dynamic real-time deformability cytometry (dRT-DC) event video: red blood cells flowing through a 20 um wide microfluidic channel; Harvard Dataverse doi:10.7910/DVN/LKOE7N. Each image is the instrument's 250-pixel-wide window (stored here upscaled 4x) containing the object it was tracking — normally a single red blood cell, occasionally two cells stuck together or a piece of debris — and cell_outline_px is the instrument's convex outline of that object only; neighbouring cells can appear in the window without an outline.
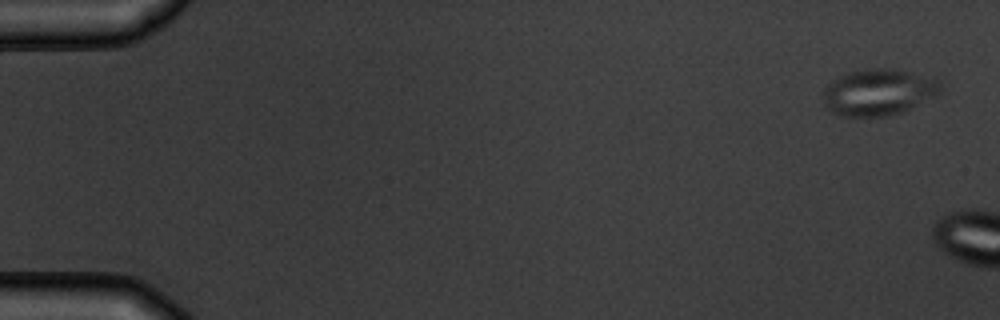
{"species": "common noctule bat (a hibernating species)", "species_latin": "Nyctalus noctula", "temperature_condition": "warm", "stored_images_in_passage": 3, "camera_frame_rate_fps": 3000, "um_per_image_px": 0.085, "animal": {"sex": "male", "body_mass_g": 19.5, "forearm_length_mm": 54.6}, "frame": {"image": 1, "passage_image": 1, "time_ms": 0.0, "image_size_px": [1000, 320], "cell_outline_px": [[940, 92], [904, 112], [892, 116], [844, 116], [832, 112], [824, 104], [820, 92], [832, 80], [848, 72], [868, 68], [884, 68], [908, 72], [936, 80], [940, 84]], "centroid_in_image_um": [74.58, 7.85], "position_along_channel_um": 10.4, "area_um2": 31.5}}